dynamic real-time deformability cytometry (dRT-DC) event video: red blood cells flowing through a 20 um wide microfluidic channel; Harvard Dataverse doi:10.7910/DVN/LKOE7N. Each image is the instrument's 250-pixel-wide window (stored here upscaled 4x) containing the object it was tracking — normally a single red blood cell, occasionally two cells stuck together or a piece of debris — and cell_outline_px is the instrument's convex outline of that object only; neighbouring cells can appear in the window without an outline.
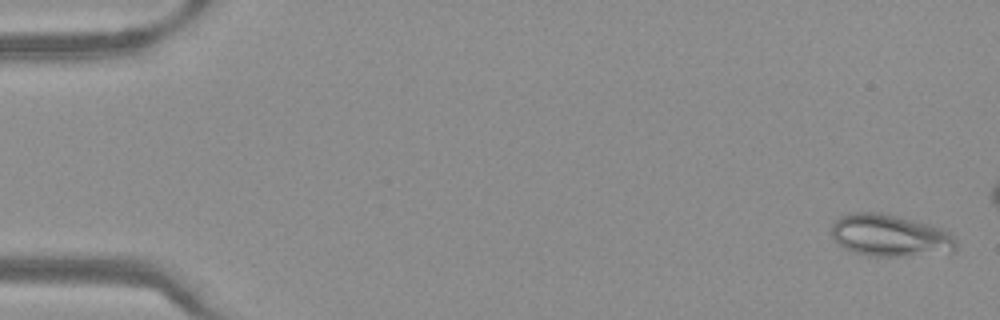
{"species": "Egyptian fruit bat (a non-hibernating species)", "species_latin": "Rousettus aegyptiacus", "temperature_condition": "warm", "stored_images_in_passage": 15, "camera_frame_rate_fps": 3000, "um_per_image_px": 0.085, "frame": {"image": 1, "passage_image": 1, "time_ms": 0.0, "image_size_px": [1000, 320], "cell_outline_px": [[956, 252], [892, 256], [872, 256], [856, 252], [844, 248], [832, 236], [832, 224], [840, 216], [848, 212], [880, 212], [928, 224], [940, 228], [948, 232], [956, 240]], "centroid_in_image_um": [75.64, 20.01], "position_along_channel_um": 9.4, "area_um2": 30.23}}